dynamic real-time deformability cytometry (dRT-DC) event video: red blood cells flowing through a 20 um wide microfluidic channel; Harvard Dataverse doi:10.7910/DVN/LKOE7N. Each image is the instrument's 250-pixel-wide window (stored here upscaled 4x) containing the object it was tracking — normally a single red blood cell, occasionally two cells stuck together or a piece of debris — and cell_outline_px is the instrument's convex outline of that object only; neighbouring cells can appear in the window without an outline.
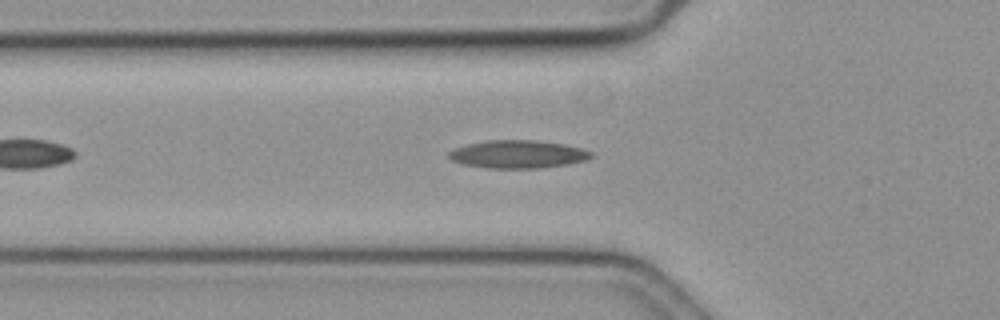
{"species": "common noctule bat (a hibernating species)", "species_latin": "Nyctalus noctula", "temperature_condition": "cold", "stored_images_in_passage": 43, "camera_frame_rate_fps": 3000, "um_per_image_px": 0.085, "animal": {"sex": "female", "body_mass_g": 19.3, "forearm_length_mm": 54.1}, "frame": {"image": 1, "passage_image": 8, "time_ms": 2.333, "image_size_px": [1000, 320], "cell_outline_px": [[592, 156], [584, 160], [568, 164], [540, 168], [484, 168], [464, 164], [452, 160], [448, 156], [448, 152], [456, 148], [468, 144], [488, 140], [536, 140], [564, 144], [580, 148], [592, 152]], "centroid_in_image_um": [44.01, 13.11], "position_along_channel_um": 81.8, "area_um2": 23.0}}
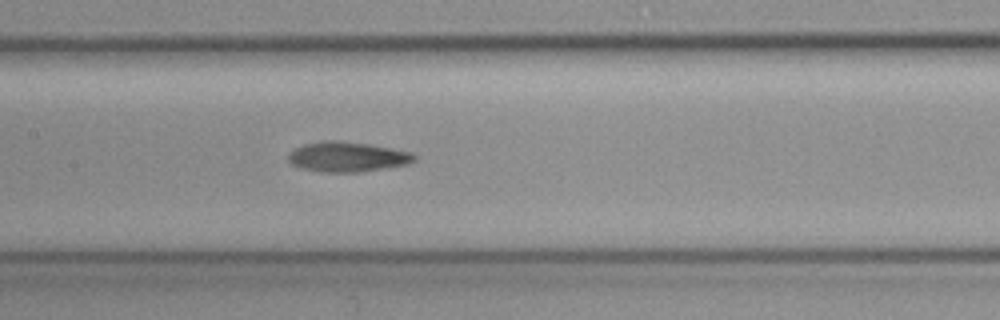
{"frame": {"image": 2, "passage_image": 16, "time_ms": 5.0, "image_size_px": [1000, 320], "cell_outline_px": [[416, 160], [408, 164], [360, 172], [320, 172], [300, 168], [292, 164], [288, 160], [288, 156], [296, 148], [304, 144], [324, 140], [332, 140], [368, 144], [392, 148], [412, 152], [416, 156]], "centroid_in_image_um": [29.54, 13.33], "position_along_channel_um": 177.9, "area_um2": 21.96}}
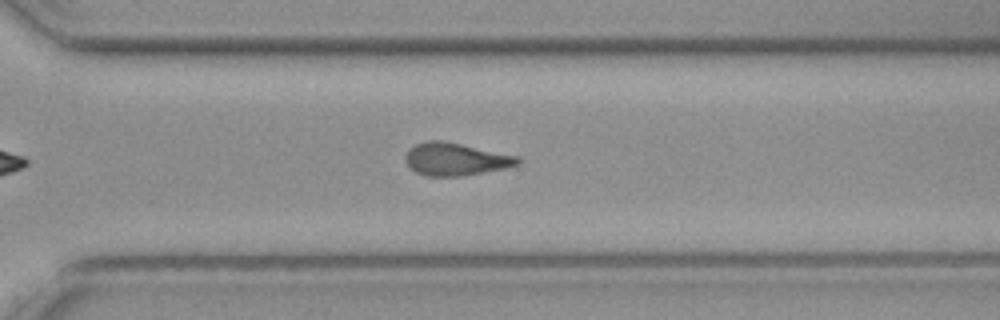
{"frame": {"image": 3, "passage_image": 29, "time_ms": 9.333, "image_size_px": [1000, 320], "cell_outline_px": [[520, 164], [504, 168], [464, 176], [428, 176], [416, 172], [404, 160], [404, 156], [416, 144], [428, 140], [444, 140], [520, 156]], "centroid_in_image_um": [38.76, 13.52], "position_along_channel_um": 331.8, "area_um2": 21.39}, "authors_computed_cell_mechanics": {"area_um2": 21.6172, "velocity_mm_per_s": 3.5707, "shape_relaxation_time_tau1_ms": null, "shape_relaxation_time_tau2_ms": 5.8291, "deformation_change_tau1": null, "deformation_change_tau2": 0.1361}}